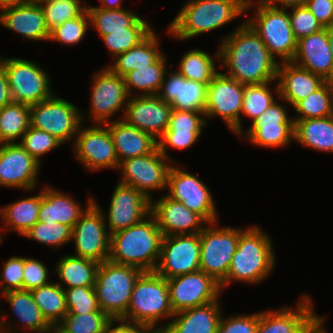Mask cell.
<instances>
[{
  "instance_id": "cell-21",
  "label": "cell",
  "mask_w": 333,
  "mask_h": 333,
  "mask_svg": "<svg viewBox=\"0 0 333 333\" xmlns=\"http://www.w3.org/2000/svg\"><path fill=\"white\" fill-rule=\"evenodd\" d=\"M93 203L103 212L109 235L140 223L151 212V200L132 186L117 183L111 196L108 216L93 199Z\"/></svg>"
},
{
  "instance_id": "cell-50",
  "label": "cell",
  "mask_w": 333,
  "mask_h": 333,
  "mask_svg": "<svg viewBox=\"0 0 333 333\" xmlns=\"http://www.w3.org/2000/svg\"><path fill=\"white\" fill-rule=\"evenodd\" d=\"M66 295L67 314H86L103 312L100 310L94 287H74L64 289Z\"/></svg>"
},
{
  "instance_id": "cell-67",
  "label": "cell",
  "mask_w": 333,
  "mask_h": 333,
  "mask_svg": "<svg viewBox=\"0 0 333 333\" xmlns=\"http://www.w3.org/2000/svg\"><path fill=\"white\" fill-rule=\"evenodd\" d=\"M0 228H1V226H0ZM2 233V234H1ZM3 232H2V229H0V244H1V242L3 241Z\"/></svg>"
},
{
  "instance_id": "cell-52",
  "label": "cell",
  "mask_w": 333,
  "mask_h": 333,
  "mask_svg": "<svg viewBox=\"0 0 333 333\" xmlns=\"http://www.w3.org/2000/svg\"><path fill=\"white\" fill-rule=\"evenodd\" d=\"M207 121L204 112L172 109L166 131L202 132Z\"/></svg>"
},
{
  "instance_id": "cell-30",
  "label": "cell",
  "mask_w": 333,
  "mask_h": 333,
  "mask_svg": "<svg viewBox=\"0 0 333 333\" xmlns=\"http://www.w3.org/2000/svg\"><path fill=\"white\" fill-rule=\"evenodd\" d=\"M108 127L119 160V164L129 158L151 153L157 146V140L149 133L114 119L105 123Z\"/></svg>"
},
{
  "instance_id": "cell-37",
  "label": "cell",
  "mask_w": 333,
  "mask_h": 333,
  "mask_svg": "<svg viewBox=\"0 0 333 333\" xmlns=\"http://www.w3.org/2000/svg\"><path fill=\"white\" fill-rule=\"evenodd\" d=\"M166 65L167 58L163 54L154 64L127 73L123 78L129 97L157 95L168 68ZM135 89L140 93L134 94Z\"/></svg>"
},
{
  "instance_id": "cell-61",
  "label": "cell",
  "mask_w": 333,
  "mask_h": 333,
  "mask_svg": "<svg viewBox=\"0 0 333 333\" xmlns=\"http://www.w3.org/2000/svg\"><path fill=\"white\" fill-rule=\"evenodd\" d=\"M1 315L2 314H0V333H13L12 331L17 330L15 329L17 327H15V325H13L10 320H8L9 317H7V315L3 314V317ZM6 317L7 319H5Z\"/></svg>"
},
{
  "instance_id": "cell-8",
  "label": "cell",
  "mask_w": 333,
  "mask_h": 333,
  "mask_svg": "<svg viewBox=\"0 0 333 333\" xmlns=\"http://www.w3.org/2000/svg\"><path fill=\"white\" fill-rule=\"evenodd\" d=\"M85 113L73 103L52 95L49 99L30 106V126L48 132L63 144L74 143ZM85 118V119H84Z\"/></svg>"
},
{
  "instance_id": "cell-36",
  "label": "cell",
  "mask_w": 333,
  "mask_h": 333,
  "mask_svg": "<svg viewBox=\"0 0 333 333\" xmlns=\"http://www.w3.org/2000/svg\"><path fill=\"white\" fill-rule=\"evenodd\" d=\"M40 192L12 202L0 209V221L5 231H15L19 236L33 227L39 218ZM2 219V220H1Z\"/></svg>"
},
{
  "instance_id": "cell-6",
  "label": "cell",
  "mask_w": 333,
  "mask_h": 333,
  "mask_svg": "<svg viewBox=\"0 0 333 333\" xmlns=\"http://www.w3.org/2000/svg\"><path fill=\"white\" fill-rule=\"evenodd\" d=\"M255 1H247V13L253 7L256 9L255 16L247 18L245 21L258 34L278 63L292 62L297 40L293 34L289 12L284 8H274L259 0Z\"/></svg>"
},
{
  "instance_id": "cell-27",
  "label": "cell",
  "mask_w": 333,
  "mask_h": 333,
  "mask_svg": "<svg viewBox=\"0 0 333 333\" xmlns=\"http://www.w3.org/2000/svg\"><path fill=\"white\" fill-rule=\"evenodd\" d=\"M292 62L322 77L325 81L333 82V59L328 29L324 28L299 39Z\"/></svg>"
},
{
  "instance_id": "cell-39",
  "label": "cell",
  "mask_w": 333,
  "mask_h": 333,
  "mask_svg": "<svg viewBox=\"0 0 333 333\" xmlns=\"http://www.w3.org/2000/svg\"><path fill=\"white\" fill-rule=\"evenodd\" d=\"M31 294L46 321L55 328L68 313L64 289L57 282L50 281L32 290Z\"/></svg>"
},
{
  "instance_id": "cell-47",
  "label": "cell",
  "mask_w": 333,
  "mask_h": 333,
  "mask_svg": "<svg viewBox=\"0 0 333 333\" xmlns=\"http://www.w3.org/2000/svg\"><path fill=\"white\" fill-rule=\"evenodd\" d=\"M72 229L60 223H42L38 221L23 234V237L32 239L39 244L59 248L71 242Z\"/></svg>"
},
{
  "instance_id": "cell-12",
  "label": "cell",
  "mask_w": 333,
  "mask_h": 333,
  "mask_svg": "<svg viewBox=\"0 0 333 333\" xmlns=\"http://www.w3.org/2000/svg\"><path fill=\"white\" fill-rule=\"evenodd\" d=\"M244 84L234 78L218 72L207 87L205 117H221L225 124L237 136L243 131L241 110Z\"/></svg>"
},
{
  "instance_id": "cell-2",
  "label": "cell",
  "mask_w": 333,
  "mask_h": 333,
  "mask_svg": "<svg viewBox=\"0 0 333 333\" xmlns=\"http://www.w3.org/2000/svg\"><path fill=\"white\" fill-rule=\"evenodd\" d=\"M273 241L260 226H250L240 235L227 278L220 284L223 291L232 283L260 284L276 266ZM232 282V283H231Z\"/></svg>"
},
{
  "instance_id": "cell-64",
  "label": "cell",
  "mask_w": 333,
  "mask_h": 333,
  "mask_svg": "<svg viewBox=\"0 0 333 333\" xmlns=\"http://www.w3.org/2000/svg\"><path fill=\"white\" fill-rule=\"evenodd\" d=\"M27 0H0V10L17 4L26 2Z\"/></svg>"
},
{
  "instance_id": "cell-14",
  "label": "cell",
  "mask_w": 333,
  "mask_h": 333,
  "mask_svg": "<svg viewBox=\"0 0 333 333\" xmlns=\"http://www.w3.org/2000/svg\"><path fill=\"white\" fill-rule=\"evenodd\" d=\"M277 99L267 110L259 115L246 132L243 130L239 139H247L259 147H286L294 141V119L288 116L285 104ZM246 137V138H244Z\"/></svg>"
},
{
  "instance_id": "cell-19",
  "label": "cell",
  "mask_w": 333,
  "mask_h": 333,
  "mask_svg": "<svg viewBox=\"0 0 333 333\" xmlns=\"http://www.w3.org/2000/svg\"><path fill=\"white\" fill-rule=\"evenodd\" d=\"M314 308L313 300L303 293L295 309L283 306L260 311L256 333H311L325 319Z\"/></svg>"
},
{
  "instance_id": "cell-60",
  "label": "cell",
  "mask_w": 333,
  "mask_h": 333,
  "mask_svg": "<svg viewBox=\"0 0 333 333\" xmlns=\"http://www.w3.org/2000/svg\"><path fill=\"white\" fill-rule=\"evenodd\" d=\"M259 1L270 7L284 8V9H288L290 7L299 6V5H305V3L307 2V0H259ZM278 3L281 6H279Z\"/></svg>"
},
{
  "instance_id": "cell-15",
  "label": "cell",
  "mask_w": 333,
  "mask_h": 333,
  "mask_svg": "<svg viewBox=\"0 0 333 333\" xmlns=\"http://www.w3.org/2000/svg\"><path fill=\"white\" fill-rule=\"evenodd\" d=\"M73 144L75 158L86 170L119 169L114 142L105 124L81 125Z\"/></svg>"
},
{
  "instance_id": "cell-62",
  "label": "cell",
  "mask_w": 333,
  "mask_h": 333,
  "mask_svg": "<svg viewBox=\"0 0 333 333\" xmlns=\"http://www.w3.org/2000/svg\"><path fill=\"white\" fill-rule=\"evenodd\" d=\"M142 333H172L167 325L146 326L142 324Z\"/></svg>"
},
{
  "instance_id": "cell-7",
  "label": "cell",
  "mask_w": 333,
  "mask_h": 333,
  "mask_svg": "<svg viewBox=\"0 0 333 333\" xmlns=\"http://www.w3.org/2000/svg\"><path fill=\"white\" fill-rule=\"evenodd\" d=\"M143 271L109 260L99 264L94 285L98 305L111 320L122 319L127 312L135 281Z\"/></svg>"
},
{
  "instance_id": "cell-43",
  "label": "cell",
  "mask_w": 333,
  "mask_h": 333,
  "mask_svg": "<svg viewBox=\"0 0 333 333\" xmlns=\"http://www.w3.org/2000/svg\"><path fill=\"white\" fill-rule=\"evenodd\" d=\"M298 115L293 119L324 118L333 115V82L326 81L315 92L294 107Z\"/></svg>"
},
{
  "instance_id": "cell-51",
  "label": "cell",
  "mask_w": 333,
  "mask_h": 333,
  "mask_svg": "<svg viewBox=\"0 0 333 333\" xmlns=\"http://www.w3.org/2000/svg\"><path fill=\"white\" fill-rule=\"evenodd\" d=\"M289 17L295 39L309 36L324 29L322 24L305 5L290 7Z\"/></svg>"
},
{
  "instance_id": "cell-26",
  "label": "cell",
  "mask_w": 333,
  "mask_h": 333,
  "mask_svg": "<svg viewBox=\"0 0 333 333\" xmlns=\"http://www.w3.org/2000/svg\"><path fill=\"white\" fill-rule=\"evenodd\" d=\"M207 87L206 84L186 79L177 70L167 71L157 95L170 103L173 109L204 112Z\"/></svg>"
},
{
  "instance_id": "cell-65",
  "label": "cell",
  "mask_w": 333,
  "mask_h": 333,
  "mask_svg": "<svg viewBox=\"0 0 333 333\" xmlns=\"http://www.w3.org/2000/svg\"><path fill=\"white\" fill-rule=\"evenodd\" d=\"M326 319H323L311 333H328L327 329L324 328Z\"/></svg>"
},
{
  "instance_id": "cell-45",
  "label": "cell",
  "mask_w": 333,
  "mask_h": 333,
  "mask_svg": "<svg viewBox=\"0 0 333 333\" xmlns=\"http://www.w3.org/2000/svg\"><path fill=\"white\" fill-rule=\"evenodd\" d=\"M110 321L104 312L66 314L55 328L60 333H106Z\"/></svg>"
},
{
  "instance_id": "cell-44",
  "label": "cell",
  "mask_w": 333,
  "mask_h": 333,
  "mask_svg": "<svg viewBox=\"0 0 333 333\" xmlns=\"http://www.w3.org/2000/svg\"><path fill=\"white\" fill-rule=\"evenodd\" d=\"M272 82L275 81L261 84H244L241 116H246L253 121L276 101L273 95L276 93V97H279L278 83L276 81L272 94V90L269 88Z\"/></svg>"
},
{
  "instance_id": "cell-22",
  "label": "cell",
  "mask_w": 333,
  "mask_h": 333,
  "mask_svg": "<svg viewBox=\"0 0 333 333\" xmlns=\"http://www.w3.org/2000/svg\"><path fill=\"white\" fill-rule=\"evenodd\" d=\"M172 109L171 104L158 95H135L128 98L125 111L118 120L158 140L168 128Z\"/></svg>"
},
{
  "instance_id": "cell-35",
  "label": "cell",
  "mask_w": 333,
  "mask_h": 333,
  "mask_svg": "<svg viewBox=\"0 0 333 333\" xmlns=\"http://www.w3.org/2000/svg\"><path fill=\"white\" fill-rule=\"evenodd\" d=\"M23 328L35 333H51L53 327L46 321L34 302L31 291L17 290L2 294Z\"/></svg>"
},
{
  "instance_id": "cell-41",
  "label": "cell",
  "mask_w": 333,
  "mask_h": 333,
  "mask_svg": "<svg viewBox=\"0 0 333 333\" xmlns=\"http://www.w3.org/2000/svg\"><path fill=\"white\" fill-rule=\"evenodd\" d=\"M30 127V106L12 102L0 109V139L5 143H18L16 140Z\"/></svg>"
},
{
  "instance_id": "cell-59",
  "label": "cell",
  "mask_w": 333,
  "mask_h": 333,
  "mask_svg": "<svg viewBox=\"0 0 333 333\" xmlns=\"http://www.w3.org/2000/svg\"><path fill=\"white\" fill-rule=\"evenodd\" d=\"M13 102L4 67L0 64V109Z\"/></svg>"
},
{
  "instance_id": "cell-54",
  "label": "cell",
  "mask_w": 333,
  "mask_h": 333,
  "mask_svg": "<svg viewBox=\"0 0 333 333\" xmlns=\"http://www.w3.org/2000/svg\"><path fill=\"white\" fill-rule=\"evenodd\" d=\"M259 322V312L236 314L230 317L222 315L217 333H256Z\"/></svg>"
},
{
  "instance_id": "cell-63",
  "label": "cell",
  "mask_w": 333,
  "mask_h": 333,
  "mask_svg": "<svg viewBox=\"0 0 333 333\" xmlns=\"http://www.w3.org/2000/svg\"><path fill=\"white\" fill-rule=\"evenodd\" d=\"M121 1L122 0H99L101 6L97 7L104 8L107 10L121 9L122 8Z\"/></svg>"
},
{
  "instance_id": "cell-16",
  "label": "cell",
  "mask_w": 333,
  "mask_h": 333,
  "mask_svg": "<svg viewBox=\"0 0 333 333\" xmlns=\"http://www.w3.org/2000/svg\"><path fill=\"white\" fill-rule=\"evenodd\" d=\"M89 121L95 124L112 122L114 115L125 107L129 98L124 78L114 74L107 66L94 73L91 85Z\"/></svg>"
},
{
  "instance_id": "cell-32",
  "label": "cell",
  "mask_w": 333,
  "mask_h": 333,
  "mask_svg": "<svg viewBox=\"0 0 333 333\" xmlns=\"http://www.w3.org/2000/svg\"><path fill=\"white\" fill-rule=\"evenodd\" d=\"M154 30L137 46L117 55L113 63L107 67L117 75L124 77L137 68L148 67L154 64L162 55L159 47L161 40Z\"/></svg>"
},
{
  "instance_id": "cell-4",
  "label": "cell",
  "mask_w": 333,
  "mask_h": 333,
  "mask_svg": "<svg viewBox=\"0 0 333 333\" xmlns=\"http://www.w3.org/2000/svg\"><path fill=\"white\" fill-rule=\"evenodd\" d=\"M163 234L150 214L140 223L110 235L109 261L155 271L160 259Z\"/></svg>"
},
{
  "instance_id": "cell-38",
  "label": "cell",
  "mask_w": 333,
  "mask_h": 333,
  "mask_svg": "<svg viewBox=\"0 0 333 333\" xmlns=\"http://www.w3.org/2000/svg\"><path fill=\"white\" fill-rule=\"evenodd\" d=\"M215 59L220 60L219 48L214 56L202 49H190L181 56L177 71L190 81L208 85L218 73Z\"/></svg>"
},
{
  "instance_id": "cell-10",
  "label": "cell",
  "mask_w": 333,
  "mask_h": 333,
  "mask_svg": "<svg viewBox=\"0 0 333 333\" xmlns=\"http://www.w3.org/2000/svg\"><path fill=\"white\" fill-rule=\"evenodd\" d=\"M208 223L200 232V270L221 284L237 248L239 235L244 228L215 226Z\"/></svg>"
},
{
  "instance_id": "cell-56",
  "label": "cell",
  "mask_w": 333,
  "mask_h": 333,
  "mask_svg": "<svg viewBox=\"0 0 333 333\" xmlns=\"http://www.w3.org/2000/svg\"><path fill=\"white\" fill-rule=\"evenodd\" d=\"M48 272L47 266L41 260L24 257L23 290L32 291L50 283Z\"/></svg>"
},
{
  "instance_id": "cell-58",
  "label": "cell",
  "mask_w": 333,
  "mask_h": 333,
  "mask_svg": "<svg viewBox=\"0 0 333 333\" xmlns=\"http://www.w3.org/2000/svg\"><path fill=\"white\" fill-rule=\"evenodd\" d=\"M115 323L118 324L115 325ZM106 333H142V324L130 323L121 319L111 320Z\"/></svg>"
},
{
  "instance_id": "cell-46",
  "label": "cell",
  "mask_w": 333,
  "mask_h": 333,
  "mask_svg": "<svg viewBox=\"0 0 333 333\" xmlns=\"http://www.w3.org/2000/svg\"><path fill=\"white\" fill-rule=\"evenodd\" d=\"M44 12L46 25L51 31L65 21L81 15L87 5H83V0H37Z\"/></svg>"
},
{
  "instance_id": "cell-33",
  "label": "cell",
  "mask_w": 333,
  "mask_h": 333,
  "mask_svg": "<svg viewBox=\"0 0 333 333\" xmlns=\"http://www.w3.org/2000/svg\"><path fill=\"white\" fill-rule=\"evenodd\" d=\"M99 264V262L92 259L72 254L64 255L59 258L56 267H54V272L59 278L57 283L63 289L81 286L94 287Z\"/></svg>"
},
{
  "instance_id": "cell-13",
  "label": "cell",
  "mask_w": 333,
  "mask_h": 333,
  "mask_svg": "<svg viewBox=\"0 0 333 333\" xmlns=\"http://www.w3.org/2000/svg\"><path fill=\"white\" fill-rule=\"evenodd\" d=\"M167 193L169 198L182 202L189 210L199 214L207 223L218 220V212L209 188L197 175L173 164L168 173Z\"/></svg>"
},
{
  "instance_id": "cell-23",
  "label": "cell",
  "mask_w": 333,
  "mask_h": 333,
  "mask_svg": "<svg viewBox=\"0 0 333 333\" xmlns=\"http://www.w3.org/2000/svg\"><path fill=\"white\" fill-rule=\"evenodd\" d=\"M41 164L20 143L0 146V187L33 191L37 187Z\"/></svg>"
},
{
  "instance_id": "cell-57",
  "label": "cell",
  "mask_w": 333,
  "mask_h": 333,
  "mask_svg": "<svg viewBox=\"0 0 333 333\" xmlns=\"http://www.w3.org/2000/svg\"><path fill=\"white\" fill-rule=\"evenodd\" d=\"M305 6L311 11L324 28L333 26L332 0H307Z\"/></svg>"
},
{
  "instance_id": "cell-55",
  "label": "cell",
  "mask_w": 333,
  "mask_h": 333,
  "mask_svg": "<svg viewBox=\"0 0 333 333\" xmlns=\"http://www.w3.org/2000/svg\"><path fill=\"white\" fill-rule=\"evenodd\" d=\"M202 132H177L165 131L157 140L158 149L167 159L169 158V148L183 150L192 147L197 142Z\"/></svg>"
},
{
  "instance_id": "cell-3",
  "label": "cell",
  "mask_w": 333,
  "mask_h": 333,
  "mask_svg": "<svg viewBox=\"0 0 333 333\" xmlns=\"http://www.w3.org/2000/svg\"><path fill=\"white\" fill-rule=\"evenodd\" d=\"M248 0H189L167 27L176 40L185 41L227 25L246 13Z\"/></svg>"
},
{
  "instance_id": "cell-66",
  "label": "cell",
  "mask_w": 333,
  "mask_h": 333,
  "mask_svg": "<svg viewBox=\"0 0 333 333\" xmlns=\"http://www.w3.org/2000/svg\"><path fill=\"white\" fill-rule=\"evenodd\" d=\"M328 29V39H329V45L332 53V59H333V26L327 27Z\"/></svg>"
},
{
  "instance_id": "cell-53",
  "label": "cell",
  "mask_w": 333,
  "mask_h": 333,
  "mask_svg": "<svg viewBox=\"0 0 333 333\" xmlns=\"http://www.w3.org/2000/svg\"><path fill=\"white\" fill-rule=\"evenodd\" d=\"M24 257L12 256L3 263L0 271V288L4 294L9 291L23 290Z\"/></svg>"
},
{
  "instance_id": "cell-49",
  "label": "cell",
  "mask_w": 333,
  "mask_h": 333,
  "mask_svg": "<svg viewBox=\"0 0 333 333\" xmlns=\"http://www.w3.org/2000/svg\"><path fill=\"white\" fill-rule=\"evenodd\" d=\"M19 143L40 164L43 162L41 159L44 154L64 145L55 136L31 126L24 133Z\"/></svg>"
},
{
  "instance_id": "cell-42",
  "label": "cell",
  "mask_w": 333,
  "mask_h": 333,
  "mask_svg": "<svg viewBox=\"0 0 333 333\" xmlns=\"http://www.w3.org/2000/svg\"><path fill=\"white\" fill-rule=\"evenodd\" d=\"M152 31L151 24L140 17L130 28L111 31L110 34L103 35L101 38L114 59L117 55L137 46Z\"/></svg>"
},
{
  "instance_id": "cell-48",
  "label": "cell",
  "mask_w": 333,
  "mask_h": 333,
  "mask_svg": "<svg viewBox=\"0 0 333 333\" xmlns=\"http://www.w3.org/2000/svg\"><path fill=\"white\" fill-rule=\"evenodd\" d=\"M90 27V19L87 10L74 19L65 21L50 31L49 41L61 44L75 45L85 38Z\"/></svg>"
},
{
  "instance_id": "cell-31",
  "label": "cell",
  "mask_w": 333,
  "mask_h": 333,
  "mask_svg": "<svg viewBox=\"0 0 333 333\" xmlns=\"http://www.w3.org/2000/svg\"><path fill=\"white\" fill-rule=\"evenodd\" d=\"M219 297L209 304L174 313L166 325L172 333H217L223 313Z\"/></svg>"
},
{
  "instance_id": "cell-18",
  "label": "cell",
  "mask_w": 333,
  "mask_h": 333,
  "mask_svg": "<svg viewBox=\"0 0 333 333\" xmlns=\"http://www.w3.org/2000/svg\"><path fill=\"white\" fill-rule=\"evenodd\" d=\"M200 233L163 236L155 272L170 279L200 270Z\"/></svg>"
},
{
  "instance_id": "cell-24",
  "label": "cell",
  "mask_w": 333,
  "mask_h": 333,
  "mask_svg": "<svg viewBox=\"0 0 333 333\" xmlns=\"http://www.w3.org/2000/svg\"><path fill=\"white\" fill-rule=\"evenodd\" d=\"M162 196L156 201L151 199L150 214L155 218L163 236L200 233L208 224L182 202H177L164 193Z\"/></svg>"
},
{
  "instance_id": "cell-68",
  "label": "cell",
  "mask_w": 333,
  "mask_h": 333,
  "mask_svg": "<svg viewBox=\"0 0 333 333\" xmlns=\"http://www.w3.org/2000/svg\"><path fill=\"white\" fill-rule=\"evenodd\" d=\"M51 333H60V332L56 328H54Z\"/></svg>"
},
{
  "instance_id": "cell-29",
  "label": "cell",
  "mask_w": 333,
  "mask_h": 333,
  "mask_svg": "<svg viewBox=\"0 0 333 333\" xmlns=\"http://www.w3.org/2000/svg\"><path fill=\"white\" fill-rule=\"evenodd\" d=\"M276 81L279 88L278 99L292 108L326 82L322 77L293 62L279 63Z\"/></svg>"
},
{
  "instance_id": "cell-34",
  "label": "cell",
  "mask_w": 333,
  "mask_h": 333,
  "mask_svg": "<svg viewBox=\"0 0 333 333\" xmlns=\"http://www.w3.org/2000/svg\"><path fill=\"white\" fill-rule=\"evenodd\" d=\"M294 122V141L315 151L333 152V115Z\"/></svg>"
},
{
  "instance_id": "cell-25",
  "label": "cell",
  "mask_w": 333,
  "mask_h": 333,
  "mask_svg": "<svg viewBox=\"0 0 333 333\" xmlns=\"http://www.w3.org/2000/svg\"><path fill=\"white\" fill-rule=\"evenodd\" d=\"M0 11V25L4 28L30 41H49L50 31L43 9L37 0H27Z\"/></svg>"
},
{
  "instance_id": "cell-17",
  "label": "cell",
  "mask_w": 333,
  "mask_h": 333,
  "mask_svg": "<svg viewBox=\"0 0 333 333\" xmlns=\"http://www.w3.org/2000/svg\"><path fill=\"white\" fill-rule=\"evenodd\" d=\"M74 242V256L88 258L99 263L107 261L110 255V235L103 212L92 203L72 228L71 242Z\"/></svg>"
},
{
  "instance_id": "cell-40",
  "label": "cell",
  "mask_w": 333,
  "mask_h": 333,
  "mask_svg": "<svg viewBox=\"0 0 333 333\" xmlns=\"http://www.w3.org/2000/svg\"><path fill=\"white\" fill-rule=\"evenodd\" d=\"M86 10L90 19V27H95L100 38L103 35L110 34L111 31L130 28L140 18L138 14L128 8L107 10L88 5Z\"/></svg>"
},
{
  "instance_id": "cell-11",
  "label": "cell",
  "mask_w": 333,
  "mask_h": 333,
  "mask_svg": "<svg viewBox=\"0 0 333 333\" xmlns=\"http://www.w3.org/2000/svg\"><path fill=\"white\" fill-rule=\"evenodd\" d=\"M172 161L160 153L157 146L151 153L122 161L118 169L122 178L118 182L134 187L151 200L153 190L164 193L167 190Z\"/></svg>"
},
{
  "instance_id": "cell-9",
  "label": "cell",
  "mask_w": 333,
  "mask_h": 333,
  "mask_svg": "<svg viewBox=\"0 0 333 333\" xmlns=\"http://www.w3.org/2000/svg\"><path fill=\"white\" fill-rule=\"evenodd\" d=\"M13 102L34 105L49 99L53 95L48 72L39 64L15 57H2Z\"/></svg>"
},
{
  "instance_id": "cell-20",
  "label": "cell",
  "mask_w": 333,
  "mask_h": 333,
  "mask_svg": "<svg viewBox=\"0 0 333 333\" xmlns=\"http://www.w3.org/2000/svg\"><path fill=\"white\" fill-rule=\"evenodd\" d=\"M167 283L174 313L209 304L222 293L220 284L201 270L167 279Z\"/></svg>"
},
{
  "instance_id": "cell-5",
  "label": "cell",
  "mask_w": 333,
  "mask_h": 333,
  "mask_svg": "<svg viewBox=\"0 0 333 333\" xmlns=\"http://www.w3.org/2000/svg\"><path fill=\"white\" fill-rule=\"evenodd\" d=\"M167 279L155 271H143L135 281L127 312L121 319L146 326H159L172 318Z\"/></svg>"
},
{
  "instance_id": "cell-1",
  "label": "cell",
  "mask_w": 333,
  "mask_h": 333,
  "mask_svg": "<svg viewBox=\"0 0 333 333\" xmlns=\"http://www.w3.org/2000/svg\"><path fill=\"white\" fill-rule=\"evenodd\" d=\"M219 46L224 74L245 85L276 81L279 63L246 21L223 37Z\"/></svg>"
},
{
  "instance_id": "cell-28",
  "label": "cell",
  "mask_w": 333,
  "mask_h": 333,
  "mask_svg": "<svg viewBox=\"0 0 333 333\" xmlns=\"http://www.w3.org/2000/svg\"><path fill=\"white\" fill-rule=\"evenodd\" d=\"M40 209L38 221L42 223H60L71 229L79 220L80 216L93 203V196L88 197L85 209L72 198L68 193H64L52 186L46 185L40 190Z\"/></svg>"
}]
</instances>
